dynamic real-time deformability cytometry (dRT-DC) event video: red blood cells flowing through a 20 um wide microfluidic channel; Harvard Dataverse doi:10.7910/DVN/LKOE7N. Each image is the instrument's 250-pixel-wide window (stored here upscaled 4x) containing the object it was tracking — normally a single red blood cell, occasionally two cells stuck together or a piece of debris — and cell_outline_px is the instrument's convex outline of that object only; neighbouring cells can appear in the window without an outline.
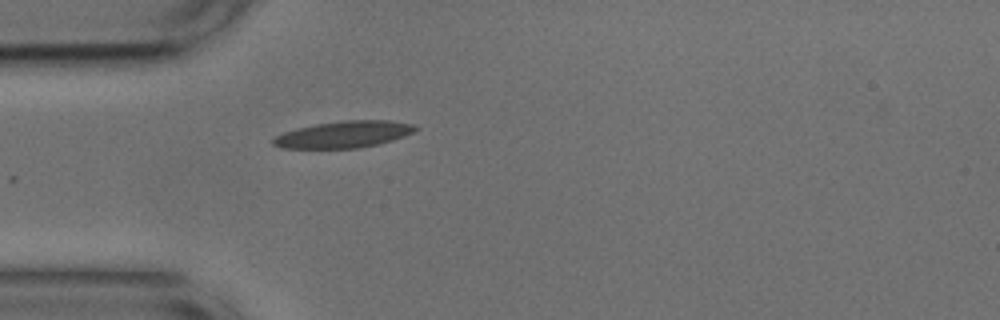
{"species": "common noctule bat (a hibernating species)", "species_latin": "Nyctalus noctula", "temperature_condition": "cold", "stored_images_in_passage": 12, "camera_frame_rate_fps": 3000, "um_per_image_px": 0.085, "animal": {"sex": "male", "body_mass_g": 17.9, "forearm_length_mm": 54.2}, "frame": {"image": 1, "passage_image": 1, "time_ms": 0.0, "image_size_px": [1000, 320], "cell_outline_px": [[420, 128], [404, 136], [392, 140], [360, 148], [280, 148], [272, 144], [272, 140], [276, 136], [284, 132], [296, 128], [316, 124], [344, 120], [388, 120], [416, 124]], "centroid_in_image_um": [29.23, 11.42], "position_along_channel_um": 55.8, "area_um2": 22.14}}